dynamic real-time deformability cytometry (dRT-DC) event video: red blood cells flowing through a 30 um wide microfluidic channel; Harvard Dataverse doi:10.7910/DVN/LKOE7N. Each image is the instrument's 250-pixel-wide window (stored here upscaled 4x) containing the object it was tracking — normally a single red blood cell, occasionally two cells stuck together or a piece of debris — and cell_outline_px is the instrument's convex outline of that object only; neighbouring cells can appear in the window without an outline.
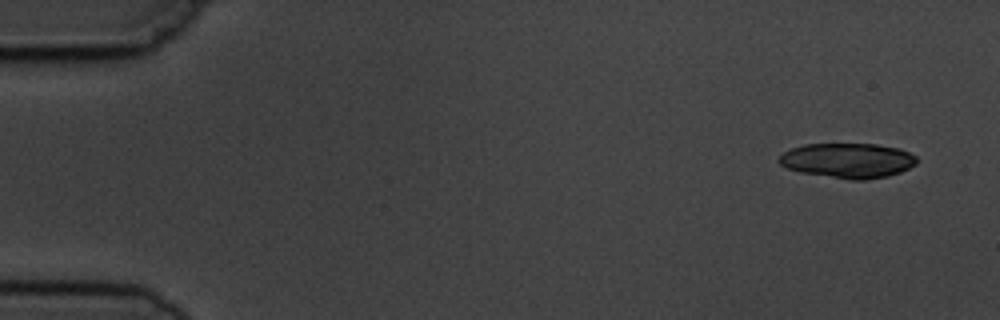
{"species": "common noctule bat (a hibernating species)", "species_latin": "Nyctalus noctula", "temperature_condition": "cold", "stored_images_in_passage": 4, "camera_frame_rate_fps": 3000, "um_per_image_px": 0.085, "animal": {"sex": "male", "body_mass_g": 19.5, "forearm_length_mm": 54.6}, "frame": {"image": 1, "passage_image": 1, "time_ms": 0.0, "image_size_px": [1000, 320], "cell_outline_px": [[916, 164], [900, 172], [888, 176], [864, 180], [848, 180], [800, 172], [788, 168], [780, 164], [776, 160], [784, 152], [792, 148], [804, 144], [876, 144], [900, 148], [916, 156]], "centroid_in_image_um": [72.06, 13.65], "position_along_channel_um": 12.9, "area_um2": 28.09}}